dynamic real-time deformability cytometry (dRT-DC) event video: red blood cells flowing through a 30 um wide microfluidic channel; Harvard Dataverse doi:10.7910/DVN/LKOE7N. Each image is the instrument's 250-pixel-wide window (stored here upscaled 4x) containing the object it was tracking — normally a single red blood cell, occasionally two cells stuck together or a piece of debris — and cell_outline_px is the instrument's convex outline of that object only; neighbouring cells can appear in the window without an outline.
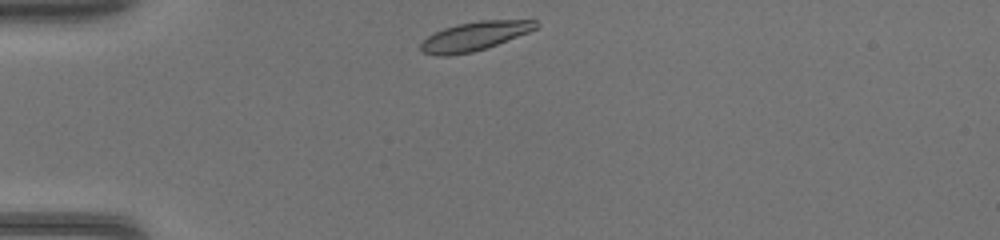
{"species": "common noctule bat (a hibernating species)", "species_latin": "Nyctalus noctula", "temperature_condition": "warm", "stored_images_in_passage": 35, "camera_frame_rate_fps": 3000, "um_per_image_px": 0.085, "animal": {"sex": "female", "body_mass_g": 17.0, "forearm_length_mm": 48.0}, "frame": {"image": 1, "passage_image": 1, "time_ms": 0.0, "image_size_px": [1000, 240], "cell_outline_px": [[540, 24], [536, 28], [528, 32], [496, 44], [472, 52], [448, 56], [436, 56], [420, 52], [420, 44], [428, 36], [444, 28], [456, 24], [480, 20], [536, 20]], "centroid_in_image_um": [40.3, 3.08], "position_along_channel_um": 44.7, "area_um2": 19.25}}
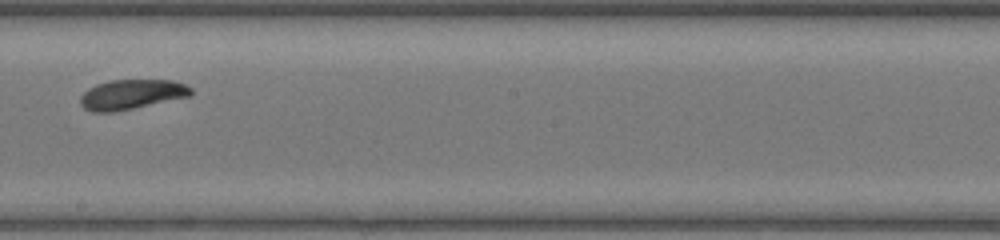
{"frame": {"image": 2, "passage_image": 16, "time_ms": 5.0, "image_size_px": [1000, 240], "cell_outline_px": [[192, 96], [112, 112], [92, 112], [84, 108], [80, 104], [80, 96], [88, 88], [96, 84], [108, 80], [172, 80], [184, 84], [192, 88]], "centroid_in_image_um": [11.17, 8.02], "position_along_channel_um": 237.0, "area_um2": 19.25}}
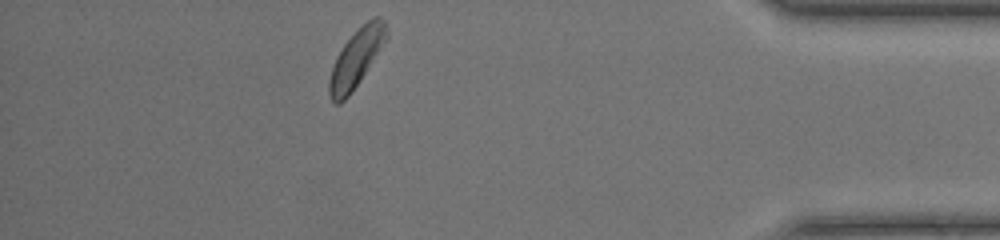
{"frame": {"image": 3, "passage_image": 30, "time_ms": 9.667, "image_size_px": [1000, 240], "cell_outline_px": [[388, 36], [360, 80], [348, 96], [340, 104], [336, 104], [332, 100], [328, 92], [328, 80], [336, 56], [344, 44], [372, 16], [380, 16], [384, 20], [388, 32]], "centroid_in_image_um": [30.27, 4.95], "position_along_channel_um": 404.9, "area_um2": 18.79}}